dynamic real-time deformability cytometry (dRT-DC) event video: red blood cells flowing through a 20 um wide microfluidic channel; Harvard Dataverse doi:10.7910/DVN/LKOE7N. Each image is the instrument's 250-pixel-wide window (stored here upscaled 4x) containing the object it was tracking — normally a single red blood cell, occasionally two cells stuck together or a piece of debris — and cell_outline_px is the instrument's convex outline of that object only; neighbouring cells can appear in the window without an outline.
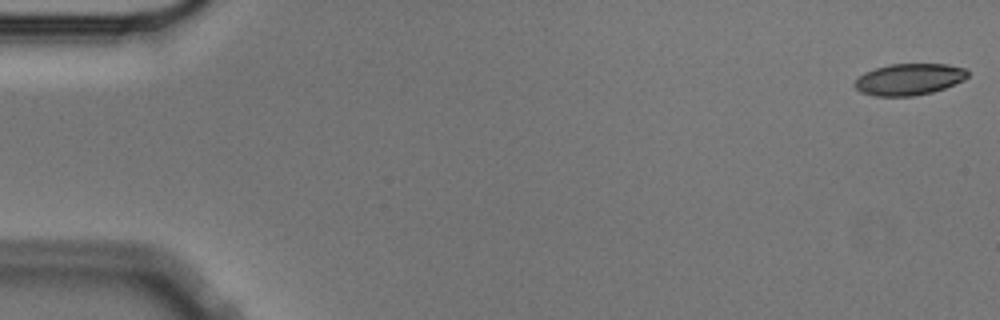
{"species": "Egyptian fruit bat (a non-hibernating species)", "species_latin": "Rousettus aegyptiacus", "temperature_condition": "cold", "stored_images_in_passage": 56, "camera_frame_rate_fps": 3000, "um_per_image_px": 0.085, "animal": {"sex": "male"}, "frame": {"image": 1, "passage_image": 1, "time_ms": 0.0, "image_size_px": [1000, 320], "cell_outline_px": [[968, 76], [964, 80], [944, 88], [932, 92], [912, 96], [872, 96], [860, 92], [852, 84], [864, 72], [888, 64], [948, 64], [964, 68], [968, 72]], "centroid_in_image_um": [77.25, 6.74], "position_along_channel_um": 7.7, "area_um2": 20.81}}
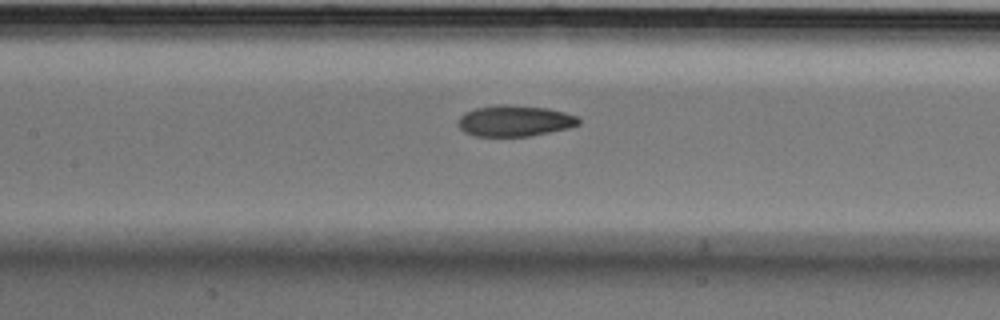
{"frame": {"image": 2, "passage_image": 26, "time_ms": 8.333, "image_size_px": [1000, 320], "cell_outline_px": [[580, 124], [568, 128], [532, 136], [472, 136], [464, 132], [456, 124], [456, 120], [464, 112], [476, 108], [500, 104], [508, 104], [548, 108], [564, 112], [576, 116], [580, 120]], "centroid_in_image_um": [43.71, 10.27], "position_along_channel_um": 163.7, "area_um2": 22.08}}
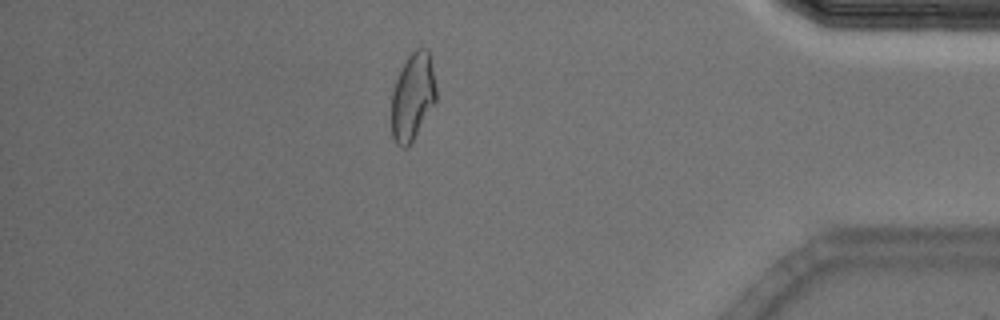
{"frame": {"image": 3, "passage_image": 49, "time_ms": 16.0, "image_size_px": [1000, 320], "cell_outline_px": [[436, 100], [408, 148], [404, 148], [396, 144], [392, 136], [392, 92], [396, 80], [408, 56], [416, 48], [428, 48], [436, 88]], "centroid_in_image_um": [35.07, 8.23], "position_along_channel_um": 400.1, "area_um2": 22.37}, "authors_computed_cell_mechanics": {"area_um2": 22.253, "velocity_mm_per_s": 3.5549, "shape_relaxation_time_tau1_ms": null, "shape_relaxation_time_tau2_ms": 3.4512, "deformation_change_tau1": null, "deformation_change_tau2": 0.0884}}